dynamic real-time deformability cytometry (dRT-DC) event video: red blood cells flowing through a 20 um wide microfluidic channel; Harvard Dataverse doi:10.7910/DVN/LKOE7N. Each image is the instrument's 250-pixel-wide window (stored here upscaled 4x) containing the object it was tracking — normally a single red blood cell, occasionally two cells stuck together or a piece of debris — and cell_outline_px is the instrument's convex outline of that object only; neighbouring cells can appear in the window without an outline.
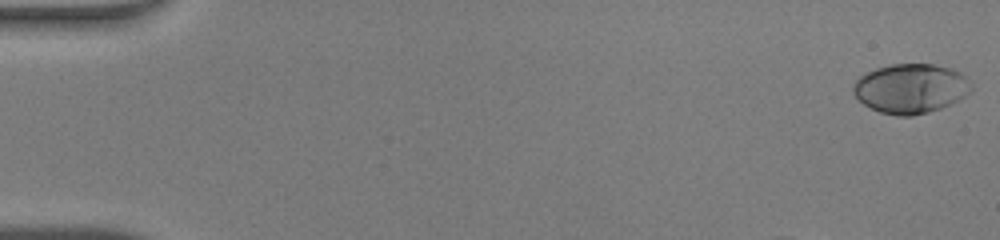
{"species": "human", "species_latin": "Homo sapiens", "temperature_condition": "warm", "stored_images_in_passage": 36, "camera_frame_rate_fps": 3000, "um_per_image_px": 0.085, "donor": {"sex": "male"}, "frame": {"image": 1, "passage_image": 1, "time_ms": 0.0, "image_size_px": [1000, 240], "cell_outline_px": [[972, 92], [940, 108], [928, 112], [912, 116], [896, 116], [880, 112], [864, 104], [852, 92], [852, 84], [860, 76], [876, 68], [892, 64], [932, 64], [952, 68], [960, 72], [972, 84]], "centroid_in_image_um": [77.4, 7.52], "position_along_channel_um": 7.6, "area_um2": 33.99}}
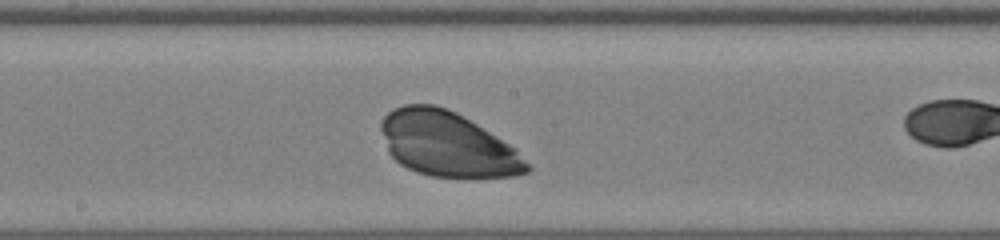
{"frame": {"image": 2, "passage_image": 24, "time_ms": 7.667, "image_size_px": [1000, 240], "cell_outline_px": [[532, 168], [528, 172], [516, 176], [432, 176], [416, 172], [400, 164], [388, 152], [380, 128], [380, 120], [388, 112], [404, 104], [432, 104], [456, 112], [464, 116], [516, 148]], "centroid_in_image_um": [38.02, 12.24], "position_along_channel_um": 210.2, "area_um2": 54.74}}
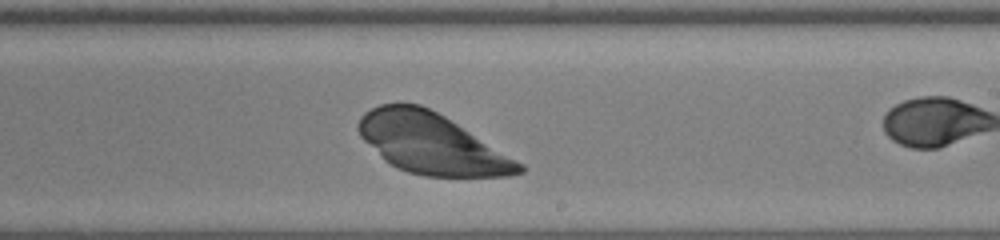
{"frame": {"image": 3, "passage_image": 27, "time_ms": 8.667, "image_size_px": [1000, 240], "cell_outline_px": [[524, 172], [508, 176], [424, 176], [408, 172], [396, 168], [384, 160], [360, 136], [356, 128], [356, 124], [360, 116], [364, 112], [380, 104], [420, 104], [444, 116], [524, 164]], "centroid_in_image_um": [36.64, 12.21], "position_along_channel_um": 252.4, "area_um2": 56.18}}